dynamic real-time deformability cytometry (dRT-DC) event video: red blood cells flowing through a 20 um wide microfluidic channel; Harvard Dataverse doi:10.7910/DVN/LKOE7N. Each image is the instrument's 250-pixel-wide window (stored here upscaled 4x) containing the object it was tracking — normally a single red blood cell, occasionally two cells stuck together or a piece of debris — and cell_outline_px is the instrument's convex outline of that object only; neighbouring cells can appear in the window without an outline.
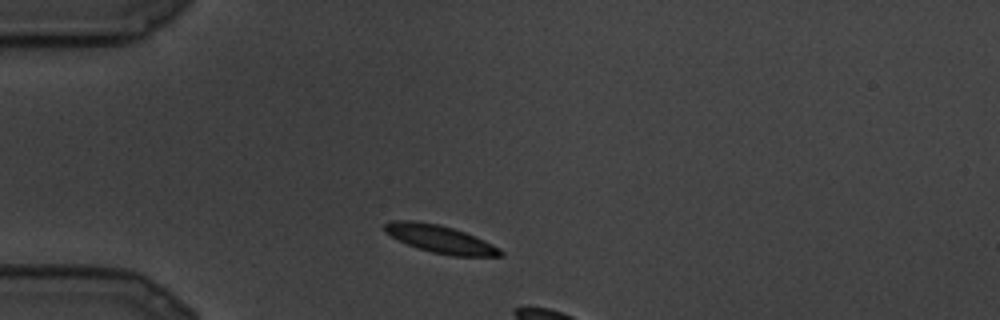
{"species": "common noctule bat (a hibernating species)", "species_latin": "Nyctalus noctula", "temperature_condition": "cold", "stored_images_in_passage": 4, "camera_frame_rate_fps": 3000, "um_per_image_px": 0.085, "animal": {"sex": "male", "body_mass_g": 19.5, "forearm_length_mm": 54.6}, "frame": {"image": 1, "passage_image": 2, "time_ms": 0.333, "image_size_px": [1000, 320], "cell_outline_px": [[504, 256], [452, 256], [432, 252], [408, 244], [384, 232], [384, 224], [392, 220], [416, 220], [440, 224], [464, 232], [484, 240], [500, 248], [504, 252]], "centroid_in_image_um": [37.43, 20.31], "position_along_channel_um": 47.6, "area_um2": 18.61}}